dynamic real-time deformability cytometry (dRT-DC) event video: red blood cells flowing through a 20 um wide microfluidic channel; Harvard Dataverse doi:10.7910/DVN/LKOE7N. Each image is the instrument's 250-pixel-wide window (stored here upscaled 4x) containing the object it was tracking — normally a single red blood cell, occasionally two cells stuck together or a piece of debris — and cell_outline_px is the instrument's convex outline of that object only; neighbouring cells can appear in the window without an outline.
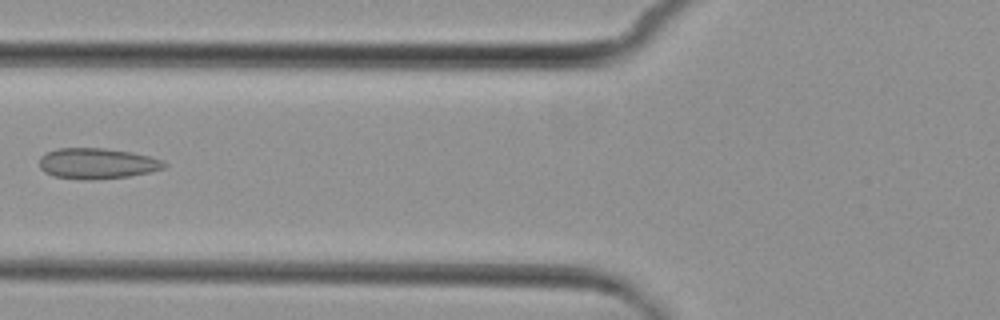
{"species": "common noctule bat (a hibernating species)", "species_latin": "Nyctalus noctula", "temperature_condition": "cold", "stored_images_in_passage": 4, "camera_frame_rate_fps": 3000, "um_per_image_px": 0.085, "animal": {"sex": "female", "body_mass_g": 29.2, "forearm_length_mm": 56.3}, "frame": {"image": 1, "passage_image": 4, "time_ms": 3.667, "image_size_px": [1000, 320], "cell_outline_px": [[168, 164], [164, 168], [152, 172], [128, 176], [96, 180], [84, 180], [52, 176], [44, 172], [40, 168], [40, 156], [48, 152], [60, 148], [104, 148], [132, 152], [164, 160]], "centroid_in_image_um": [8.28, 13.9], "position_along_channel_um": 117.5, "area_um2": 22.54}}